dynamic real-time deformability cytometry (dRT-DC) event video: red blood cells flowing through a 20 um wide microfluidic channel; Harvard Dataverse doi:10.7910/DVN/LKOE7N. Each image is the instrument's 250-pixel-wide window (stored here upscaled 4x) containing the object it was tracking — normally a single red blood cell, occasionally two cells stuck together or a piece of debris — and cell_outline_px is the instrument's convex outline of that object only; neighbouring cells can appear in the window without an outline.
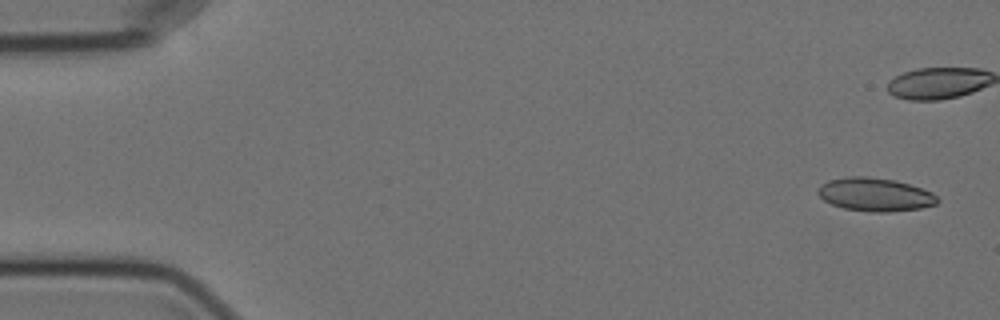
{"species": "Egyptian fruit bat (a non-hibernating species)", "species_latin": "Rousettus aegyptiacus", "temperature_condition": "cold", "stored_images_in_passage": 56, "camera_frame_rate_fps": 3000, "um_per_image_px": 0.085, "animal": {"sex": "female"}, "frame": {"image": 1, "passage_image": 1, "time_ms": 0.0, "image_size_px": [1000, 320], "cell_outline_px": [[940, 200], [936, 204], [920, 208], [888, 212], [872, 212], [844, 208], [832, 204], [824, 200], [816, 192], [820, 184], [828, 180], [848, 176], [868, 176], [896, 180], [932, 192]], "centroid_in_image_um": [74.36, 16.52], "position_along_channel_um": 10.6, "area_um2": 23.24}}
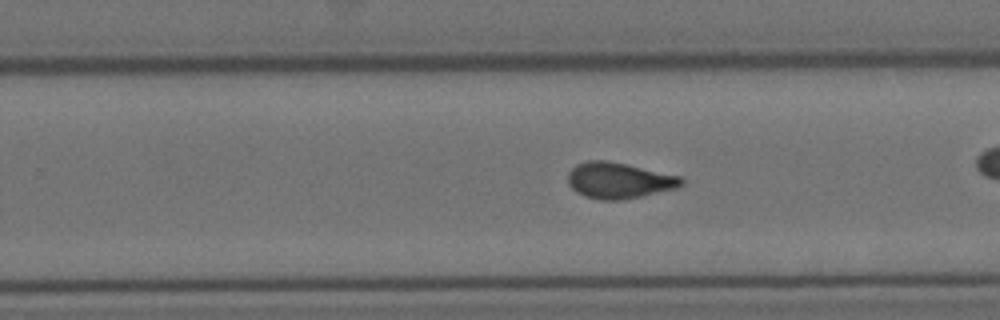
{"frame": {"image": 2, "passage_image": 34, "time_ms": 11.0, "image_size_px": [1000, 320], "cell_outline_px": [[684, 184], [676, 188], [640, 196], [620, 200], [600, 200], [584, 196], [576, 192], [568, 184], [568, 172], [576, 164], [588, 160], [608, 160], [680, 176], [684, 180]], "centroid_in_image_um": [52.58, 15.33], "position_along_channel_um": 277.2, "area_um2": 23.76}}
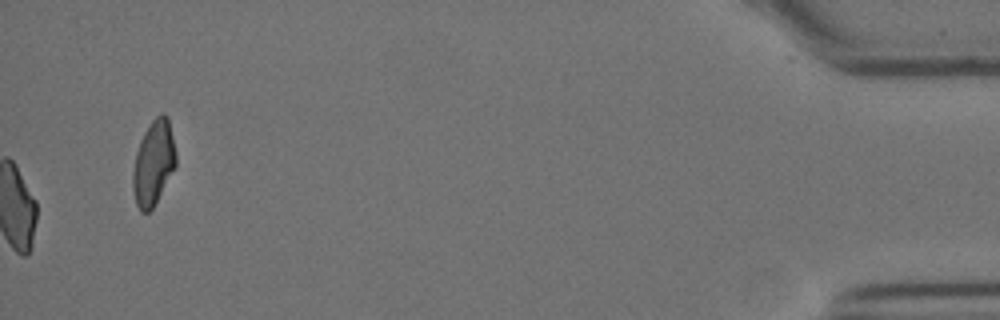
{"frame": {"image": 3, "passage_image": 56, "time_ms": 18.333, "image_size_px": [1000, 320], "cell_outline_px": [[176, 164], [152, 208], [148, 212], [140, 212], [136, 204], [132, 188], [132, 172], [136, 152], [140, 140], [144, 132], [152, 120], [160, 112], [164, 112], [168, 116], [176, 152]], "centroid_in_image_um": [13.03, 13.8], "position_along_channel_um": 422.2, "area_um2": 21.15}, "authors_computed_cell_mechanics": {"area_um2": 23.0333, "velocity_mm_per_s": 3.5573, "shape_relaxation_time_tau1_ms": null, "shape_relaxation_time_tau2_ms": 1.622, "deformation_change_tau1": null, "deformation_change_tau2": 0.0776}}